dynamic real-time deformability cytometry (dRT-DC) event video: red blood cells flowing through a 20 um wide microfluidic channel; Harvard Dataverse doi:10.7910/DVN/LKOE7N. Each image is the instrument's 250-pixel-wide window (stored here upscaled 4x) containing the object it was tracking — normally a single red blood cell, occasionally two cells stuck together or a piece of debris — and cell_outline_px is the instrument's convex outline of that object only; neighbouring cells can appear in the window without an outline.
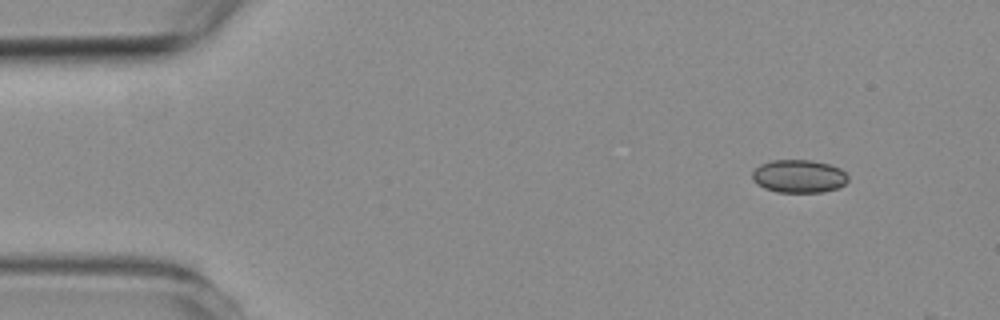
{"species": "common noctule bat (a hibernating species)", "species_latin": "Nyctalus noctula", "temperature_condition": "room temperature", "stored_images_in_passage": 2, "camera_frame_rate_fps": 3000, "um_per_image_px": 0.085, "animal": {"sex": "female", "body_mass_g": 19.3, "forearm_length_mm": 54.1}, "frame": {"image": 1, "passage_image": 1, "time_ms": 0.0, "image_size_px": [1000, 320], "cell_outline_px": [[848, 180], [844, 184], [836, 188], [824, 192], [776, 192], [764, 188], [756, 184], [752, 180], [752, 172], [760, 164], [772, 160], [812, 160], [828, 164], [840, 168], [848, 176]], "centroid_in_image_um": [67.87, 14.98], "position_along_channel_um": 17.1, "area_um2": 18.5}}